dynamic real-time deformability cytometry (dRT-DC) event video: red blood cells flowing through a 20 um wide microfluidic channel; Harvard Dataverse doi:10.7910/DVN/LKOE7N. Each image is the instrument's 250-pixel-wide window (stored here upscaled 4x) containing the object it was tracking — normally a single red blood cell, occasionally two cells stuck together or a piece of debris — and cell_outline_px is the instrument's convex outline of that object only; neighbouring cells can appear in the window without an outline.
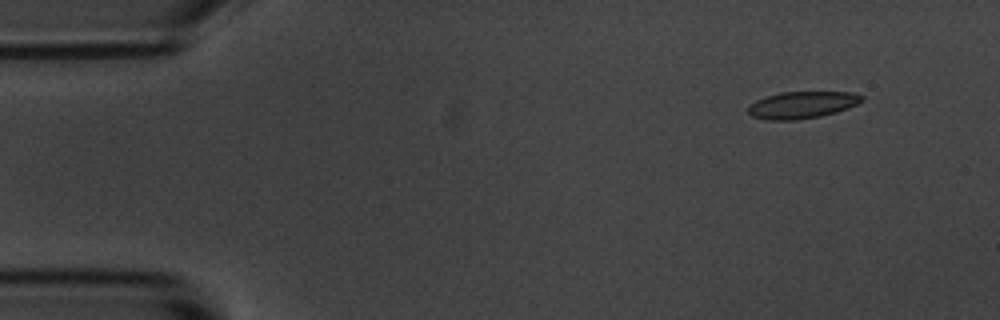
{"species": "common noctule bat (a hibernating species)", "species_latin": "Nyctalus noctula", "temperature_condition": "room temperature", "stored_images_in_passage": 4, "camera_frame_rate_fps": 3000, "um_per_image_px": 0.085, "animal": {"sex": "male", "body_mass_g": 20.1, "forearm_length_mm": 53.5}, "frame": {"image": 1, "passage_image": 1, "time_ms": 0.0, "image_size_px": [1000, 320], "cell_outline_px": [[864, 100], [848, 108], [836, 112], [820, 116], [796, 120], [768, 120], [752, 116], [748, 112], [748, 104], [756, 100], [780, 92], [852, 92], [864, 96]], "centroid_in_image_um": [68.17, 8.91], "position_along_channel_um": 16.8, "area_um2": 17.86}}
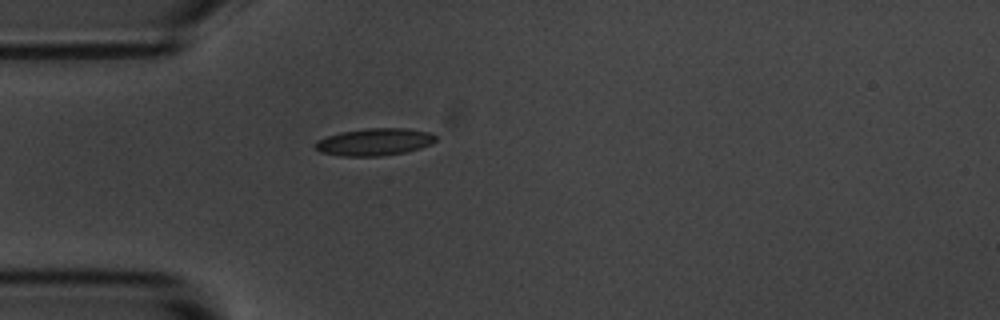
{"frame": {"image": 2, "passage_image": 4, "time_ms": 3.333, "image_size_px": [1000, 320], "cell_outline_px": [[436, 140], [432, 144], [420, 148], [404, 152], [380, 156], [340, 156], [320, 152], [312, 144], [316, 140], [340, 132], [364, 128], [404, 128], [428, 132], [436, 136]], "centroid_in_image_um": [31.79, 12.06], "position_along_channel_um": 53.2, "area_um2": 19.19}}